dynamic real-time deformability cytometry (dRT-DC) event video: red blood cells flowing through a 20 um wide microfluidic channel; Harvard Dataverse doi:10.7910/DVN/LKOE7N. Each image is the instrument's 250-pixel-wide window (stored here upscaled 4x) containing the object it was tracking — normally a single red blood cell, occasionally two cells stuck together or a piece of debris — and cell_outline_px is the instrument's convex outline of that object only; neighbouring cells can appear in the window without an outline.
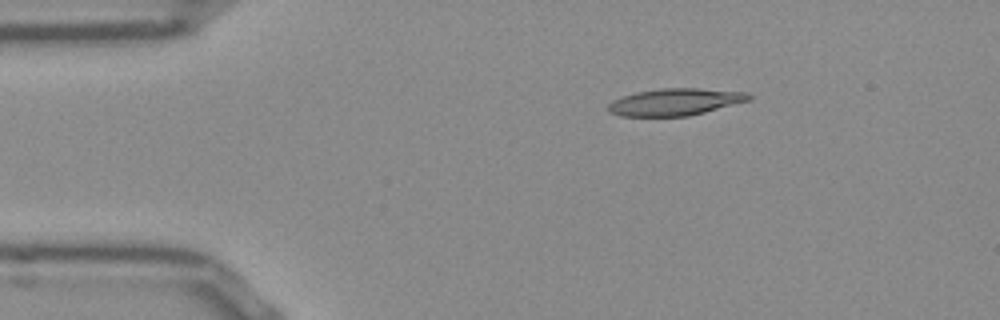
{"species": "Egyptian fruit bat (a non-hibernating species)", "species_latin": "Rousettus aegyptiacus", "temperature_condition": "room temperature", "stored_images_in_passage": 44, "camera_frame_rate_fps": 3000, "um_per_image_px": 0.085, "frame": {"image": 1, "passage_image": 1, "time_ms": 0.0, "image_size_px": [1000, 320], "cell_outline_px": [[752, 100], [688, 116], [620, 116], [608, 112], [608, 104], [612, 100], [636, 92], [660, 88], [700, 88], [748, 92], [752, 96]], "centroid_in_image_um": [57.41, 8.66], "position_along_channel_um": 27.6, "area_um2": 22.25}}
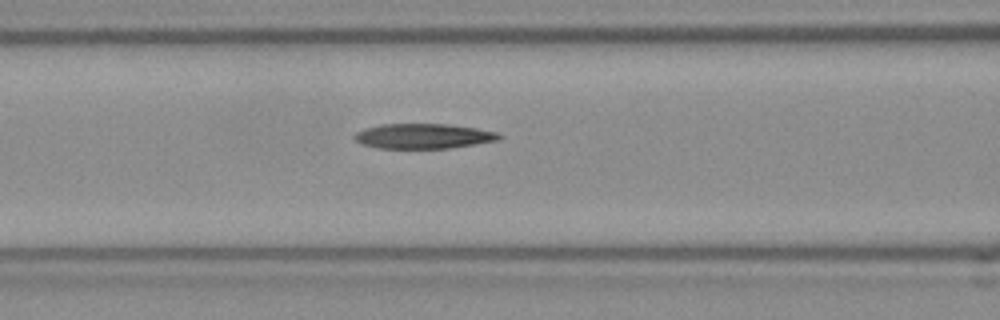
{"frame": {"image": 2, "passage_image": 13, "time_ms": 4.0, "image_size_px": [1000, 320], "cell_outline_px": [[504, 136], [500, 140], [452, 148], [376, 148], [364, 144], [356, 140], [352, 136], [356, 132], [364, 128], [380, 124], [448, 124], [476, 128], [500, 132]], "centroid_in_image_um": [36.04, 11.56], "position_along_channel_um": 130.6, "area_um2": 21.27}}
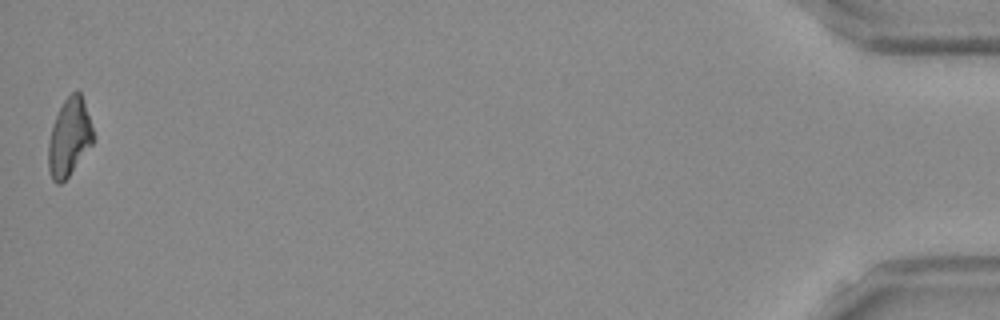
{"frame": {"image": 3, "passage_image": 44, "time_ms": 14.333, "image_size_px": [1000, 320], "cell_outline_px": [[92, 144], [68, 176], [60, 184], [56, 184], [52, 180], [48, 168], [48, 140], [56, 116], [64, 100], [72, 92], [80, 92], [92, 128]], "centroid_in_image_um": [5.85, 11.71], "position_along_channel_um": 429.4, "area_um2": 19.71}}